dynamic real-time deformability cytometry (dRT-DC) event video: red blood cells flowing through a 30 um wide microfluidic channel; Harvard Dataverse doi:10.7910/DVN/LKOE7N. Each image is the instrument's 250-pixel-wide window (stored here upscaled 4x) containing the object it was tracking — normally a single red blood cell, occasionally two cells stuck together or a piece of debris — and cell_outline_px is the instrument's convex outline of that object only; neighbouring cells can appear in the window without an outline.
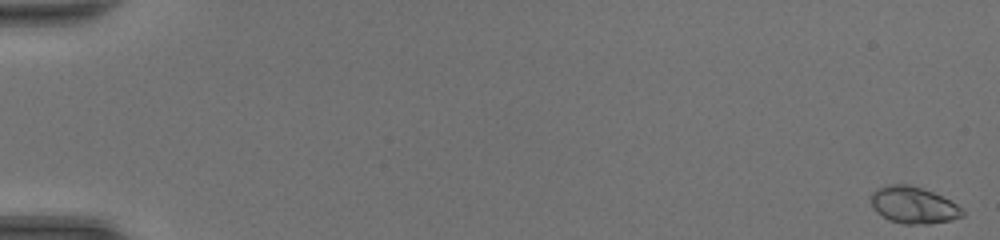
{"species": "common noctule bat (a hibernating species)", "species_latin": "Nyctalus noctula", "temperature_condition": "room temperature", "stored_images_in_passage": 49, "camera_frame_rate_fps": 3000, "um_per_image_px": 0.085, "animal": {"sex": "female", "body_mass_g": 20.0, "forearm_length_mm": 54.0}, "frame": {"image": 1, "passage_image": 1, "time_ms": 0.0, "image_size_px": [1000, 240], "cell_outline_px": [[964, 216], [952, 220], [928, 224], [904, 224], [888, 220], [876, 212], [872, 204], [872, 192], [876, 188], [888, 184], [908, 184], [932, 192], [956, 204], [964, 212]], "centroid_in_image_um": [77.62, 17.44], "position_along_channel_um": 7.4, "area_um2": 19.48}}
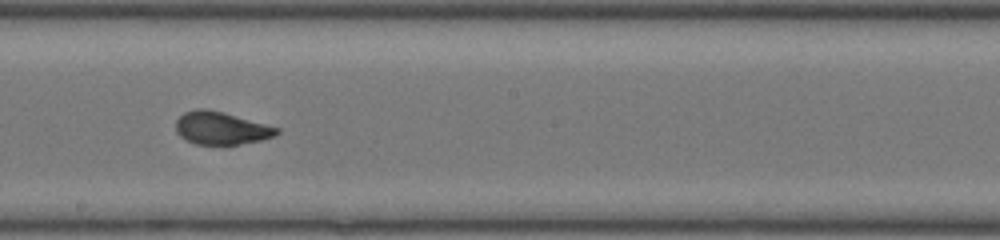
{"frame": {"image": 2, "passage_image": 29, "time_ms": 9.333, "image_size_px": [1000, 240], "cell_outline_px": [[280, 132], [272, 136], [260, 140], [240, 144], [196, 144], [180, 136], [176, 132], [176, 120], [184, 112], [196, 108], [204, 108], [224, 112], [280, 128]], "centroid_in_image_um": [18.78, 10.87], "position_along_channel_um": 229.4, "area_um2": 19.13}}
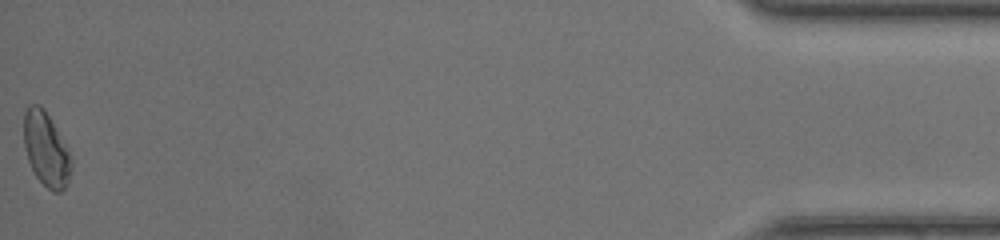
{"frame": {"image": 3, "passage_image": 49, "time_ms": 16.0, "image_size_px": [1000, 240], "cell_outline_px": [[72, 164], [68, 180], [64, 188], [60, 192], [52, 192], [36, 176], [28, 160], [24, 144], [24, 112], [28, 104], [40, 104], [44, 108], [68, 148], [72, 160]], "centroid_in_image_um": [3.92, 12.66], "position_along_channel_um": 431.3, "area_um2": 20.4}, "authors_computed_cell_mechanics": {"area_um2": 19.1318, "velocity_mm_per_s": 4.3893, "shape_relaxation_time_tau1_ms": 4.3103, "shape_relaxation_time_tau2_ms": 0.6357, "deformation_change_tau1": 0.1587, "deformation_change_tau2": 0.0481}}